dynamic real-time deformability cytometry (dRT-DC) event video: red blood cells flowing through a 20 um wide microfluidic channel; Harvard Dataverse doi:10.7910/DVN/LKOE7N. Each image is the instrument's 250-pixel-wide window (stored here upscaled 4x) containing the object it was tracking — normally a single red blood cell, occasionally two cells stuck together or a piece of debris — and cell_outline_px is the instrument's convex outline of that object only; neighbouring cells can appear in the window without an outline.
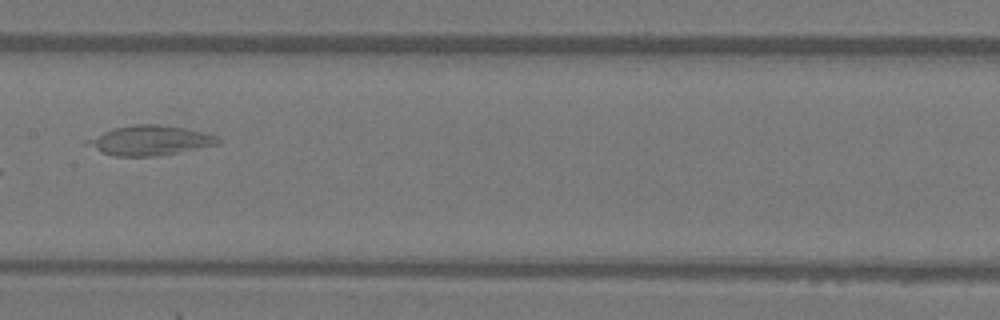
{"species": "Egyptian fruit bat (a non-hibernating species)", "species_latin": "Rousettus aegyptiacus", "temperature_condition": "warm", "stored_images_in_passage": 7, "camera_frame_rate_fps": 3000, "um_per_image_px": 0.085, "animal": {"sex": "female"}, "frame": {"image": 1, "passage_image": 7, "time_ms": 2.0, "image_size_px": [1000, 320], "cell_outline_px": [[220, 144], [156, 156], [112, 156], [100, 152], [84, 144], [84, 140], [104, 132], [116, 128], [136, 124], [160, 124], [184, 128], [216, 136], [220, 140]], "centroid_in_image_um": [12.69, 11.94], "position_along_channel_um": 194.7, "area_um2": 22.43}}